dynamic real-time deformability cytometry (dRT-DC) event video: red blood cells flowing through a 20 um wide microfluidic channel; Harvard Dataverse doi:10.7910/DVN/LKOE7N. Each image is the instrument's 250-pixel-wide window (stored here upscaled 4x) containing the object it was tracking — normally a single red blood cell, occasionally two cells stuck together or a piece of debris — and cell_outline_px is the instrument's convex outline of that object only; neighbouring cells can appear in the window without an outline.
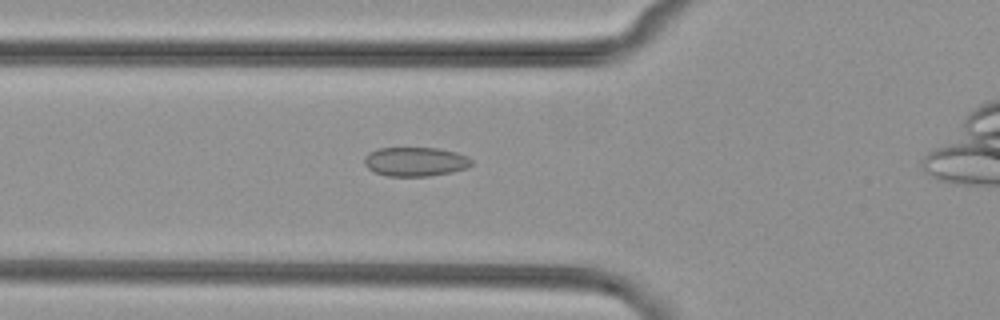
{"species": "common noctule bat (a hibernating species)", "species_latin": "Nyctalus noctula", "temperature_condition": "cold", "stored_images_in_passage": 43, "camera_frame_rate_fps": 3000, "um_per_image_px": 0.085, "animal": {"sex": "female", "body_mass_g": 29.2, "forearm_length_mm": 56.3}, "frame": {"image": 1, "passage_image": 16, "time_ms": 5.0, "image_size_px": [1000, 320], "cell_outline_px": [[472, 164], [468, 168], [452, 172], [428, 176], [388, 176], [376, 172], [368, 168], [364, 164], [364, 156], [368, 152], [376, 148], [440, 148], [456, 152], [468, 156], [472, 160]], "centroid_in_image_um": [35.31, 13.73], "position_along_channel_um": 90.5, "area_um2": 18.38}}
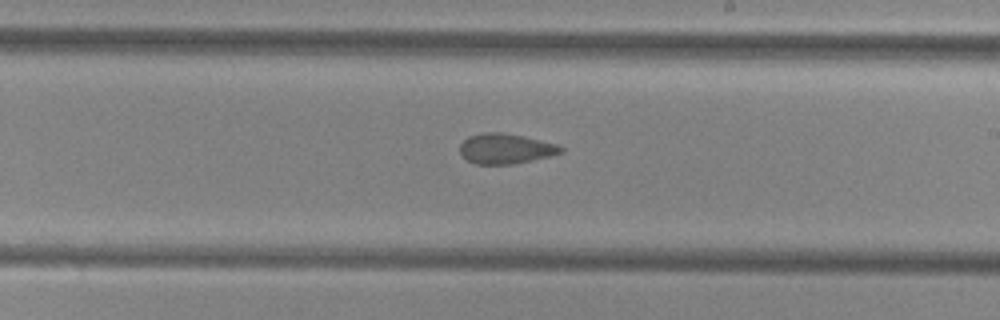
{"frame": {"image": 2, "passage_image": 28, "time_ms": 9.0, "image_size_px": [1000, 320], "cell_outline_px": [[564, 152], [552, 156], [512, 164], [476, 164], [468, 160], [460, 152], [460, 144], [468, 136], [480, 132], [500, 132], [524, 136], [556, 144], [564, 148]], "centroid_in_image_um": [42.99, 12.63], "position_along_channel_um": 246.0, "area_um2": 17.8}}
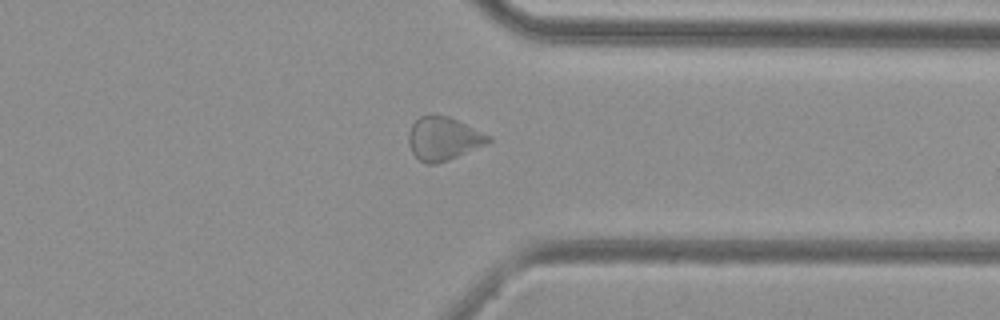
{"frame": {"image": 3, "passage_image": 38, "time_ms": 12.333, "image_size_px": [1000, 320], "cell_outline_px": [[492, 140], [484, 144], [448, 160], [436, 164], [424, 164], [412, 152], [408, 140], [408, 136], [412, 124], [420, 116], [448, 116], [492, 136]], "centroid_in_image_um": [37.67, 11.79], "position_along_channel_um": 373.7, "area_um2": 19.71}}